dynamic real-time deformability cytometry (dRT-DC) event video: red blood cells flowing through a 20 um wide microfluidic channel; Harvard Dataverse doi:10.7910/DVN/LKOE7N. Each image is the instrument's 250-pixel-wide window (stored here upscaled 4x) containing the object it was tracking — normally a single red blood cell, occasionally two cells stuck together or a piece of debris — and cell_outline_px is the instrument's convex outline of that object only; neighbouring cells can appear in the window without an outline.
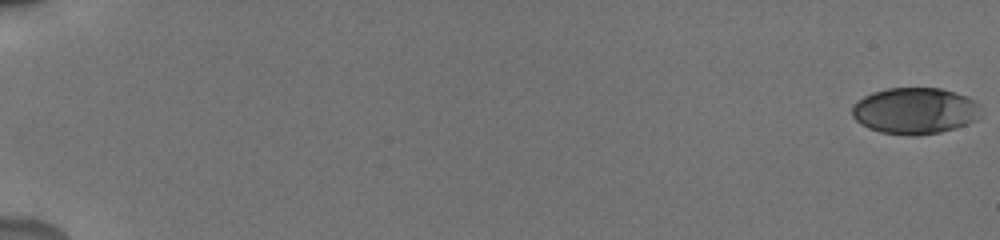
{"species": "human", "species_latin": "Homo sapiens", "temperature_condition": "cold", "stored_images_in_passage": 28, "camera_frame_rate_fps": 3000, "um_per_image_px": 0.085, "donor": {"sex": "male"}, "frame": {"image": 1, "passage_image": 1, "time_ms": 0.0, "image_size_px": [1000, 240], "cell_outline_px": [[980, 116], [976, 120], [968, 124], [956, 128], [940, 132], [920, 136], [908, 136], [880, 132], [868, 128], [860, 124], [852, 116], [852, 104], [864, 96], [872, 92], [888, 88], [940, 88], [968, 96], [976, 100], [980, 104]], "centroid_in_image_um": [77.78, 9.43], "position_along_channel_um": 7.2, "area_um2": 35.37}}
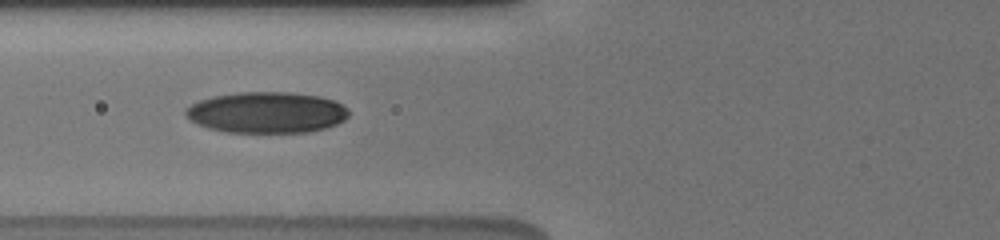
{"frame": {"image": 2, "passage_image": 22, "time_ms": 7.0, "image_size_px": [1000, 240], "cell_outline_px": [[348, 116], [344, 120], [336, 124], [324, 128], [308, 132], [228, 132], [208, 128], [196, 124], [188, 120], [184, 112], [184, 108], [200, 100], [212, 96], [236, 92], [288, 92], [320, 96], [332, 100], [348, 108]], "centroid_in_image_um": [22.62, 9.55], "position_along_channel_um": 103.2, "area_um2": 39.19}}
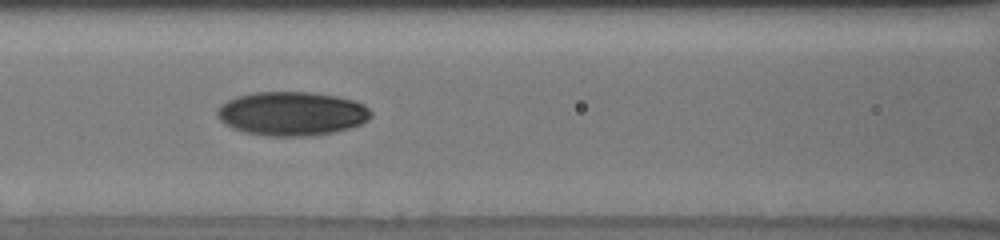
{"frame": {"image": 3, "passage_image": 25, "time_ms": 8.0, "image_size_px": [1000, 240], "cell_outline_px": [[372, 116], [368, 120], [360, 124], [348, 128], [332, 132], [312, 136], [268, 136], [244, 132], [232, 128], [224, 124], [220, 120], [216, 112], [220, 104], [236, 96], [256, 92], [312, 92], [336, 96], [352, 100], [364, 104], [372, 112]], "centroid_in_image_um": [24.79, 9.66], "position_along_channel_um": 141.8, "area_um2": 39.48}}